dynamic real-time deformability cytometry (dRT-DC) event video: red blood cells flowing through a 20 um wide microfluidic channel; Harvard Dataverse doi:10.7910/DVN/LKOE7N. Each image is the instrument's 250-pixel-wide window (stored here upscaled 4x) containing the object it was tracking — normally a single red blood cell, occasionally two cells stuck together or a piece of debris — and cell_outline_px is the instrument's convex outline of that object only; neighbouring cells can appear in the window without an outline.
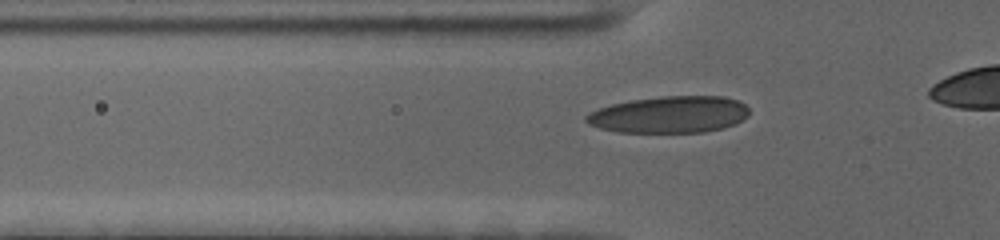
{"species": "human", "species_latin": "Homo sapiens", "temperature_condition": "cold", "stored_images_in_passage": 36, "camera_frame_rate_fps": 3000, "um_per_image_px": 0.085, "donor": {"sex": "female"}, "frame": {"image": 1, "passage_image": 15, "time_ms": 4.667, "image_size_px": [1000, 240], "cell_outline_px": [[748, 116], [736, 124], [724, 128], [704, 132], [616, 132], [600, 128], [588, 124], [584, 120], [584, 116], [588, 112], [612, 104], [632, 100], [664, 96], [724, 96], [740, 100], [748, 108]], "centroid_in_image_um": [56.92, 9.74], "position_along_channel_um": 68.9, "area_um2": 35.14}}
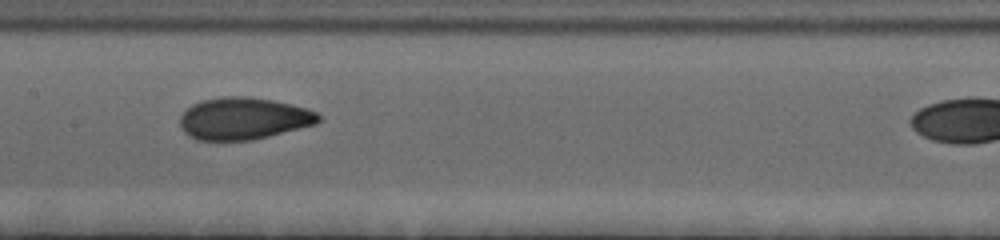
{"frame": {"image": 2, "passage_image": 25, "time_ms": 8.0, "image_size_px": [1000, 240], "cell_outline_px": [[320, 120], [316, 124], [252, 140], [196, 140], [188, 136], [180, 128], [180, 116], [192, 104], [204, 100], [224, 96], [244, 96], [272, 100], [304, 108], [316, 112], [320, 116]], "centroid_in_image_um": [20.66, 10.08], "position_along_channel_um": 186.7, "area_um2": 33.7}}
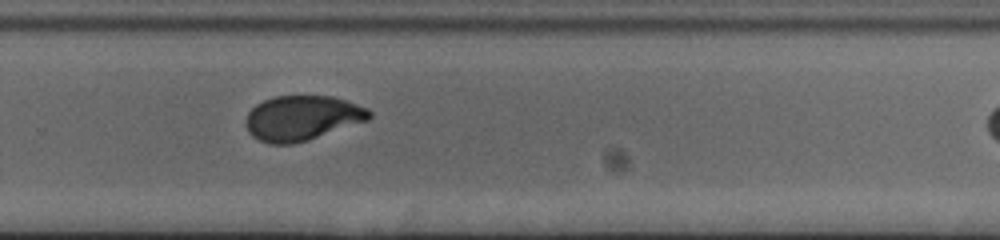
{"frame": {"image": 3, "passage_image": 35, "time_ms": 11.333, "image_size_px": [1000, 240], "cell_outline_px": [[372, 116], [368, 120], [308, 140], [292, 144], [268, 144], [252, 136], [248, 132], [244, 124], [244, 120], [248, 112], [256, 104], [264, 100], [276, 96], [332, 96], [368, 108], [372, 112]], "centroid_in_image_um": [25.65, 10.04], "position_along_channel_um": 304.2, "area_um2": 32.37}}